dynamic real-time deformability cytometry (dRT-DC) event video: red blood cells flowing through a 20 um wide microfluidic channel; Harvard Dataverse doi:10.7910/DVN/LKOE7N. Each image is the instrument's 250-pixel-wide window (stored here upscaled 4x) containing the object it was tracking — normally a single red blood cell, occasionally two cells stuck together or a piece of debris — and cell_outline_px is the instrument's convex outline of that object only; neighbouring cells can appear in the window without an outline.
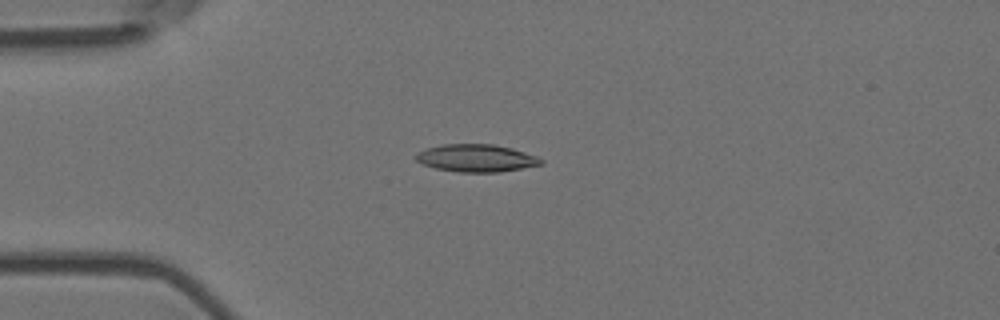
{"species": "Egyptian fruit bat (a non-hibernating species)", "species_latin": "Rousettus aegyptiacus", "temperature_condition": "room temperature", "stored_images_in_passage": 6, "camera_frame_rate_fps": 3000, "um_per_image_px": 0.085, "animal": {"sex": "female"}, "frame": {"image": 1, "passage_image": 3, "time_ms": 0.667, "image_size_px": [1000, 320], "cell_outline_px": [[544, 164], [500, 172], [460, 172], [436, 168], [424, 164], [416, 160], [416, 152], [424, 148], [440, 144], [492, 144], [512, 148], [536, 156], [544, 160]], "centroid_in_image_um": [40.48, 13.43], "position_along_channel_um": 44.5, "area_um2": 20.11}}
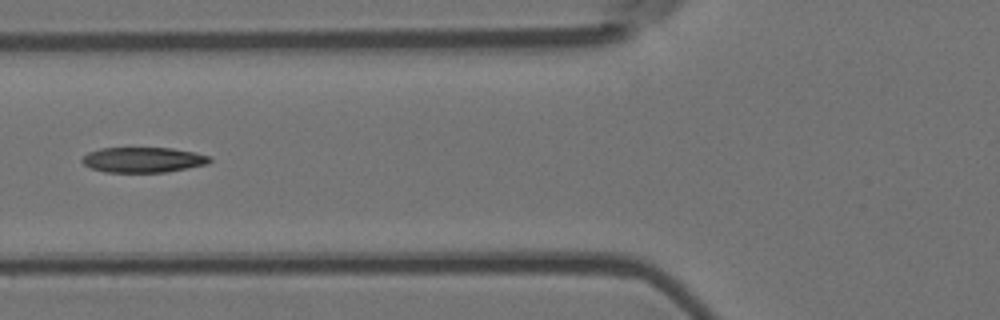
{"frame": {"image": 2, "passage_image": 5, "time_ms": 1.333, "image_size_px": [1000, 320], "cell_outline_px": [[212, 160], [208, 164], [168, 172], [104, 172], [92, 168], [84, 164], [80, 160], [88, 152], [100, 148], [172, 148], [192, 152], [208, 156]], "centroid_in_image_um": [12.15, 13.59], "position_along_channel_um": 113.6, "area_um2": 18.73}}
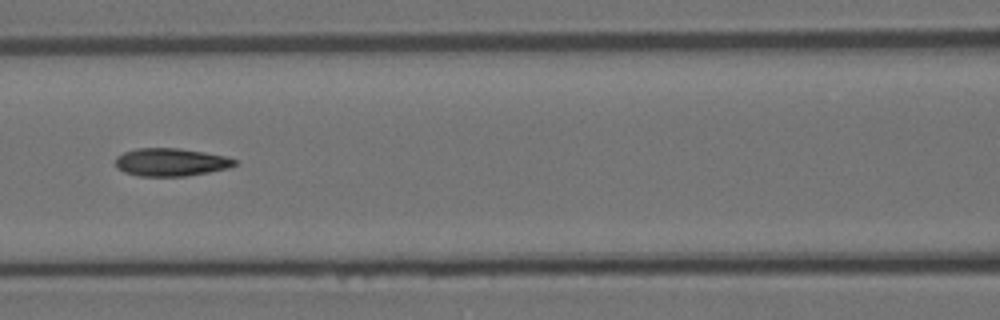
{"frame": {"image": 3, "passage_image": 6, "time_ms": 1.667, "image_size_px": [1000, 320], "cell_outline_px": [[236, 164], [228, 168], [188, 176], [136, 176], [124, 172], [116, 168], [116, 156], [124, 152], [136, 148], [180, 148], [228, 156], [236, 160]], "centroid_in_image_um": [14.51, 13.78], "position_along_channel_um": 152.1, "area_um2": 19.54}}